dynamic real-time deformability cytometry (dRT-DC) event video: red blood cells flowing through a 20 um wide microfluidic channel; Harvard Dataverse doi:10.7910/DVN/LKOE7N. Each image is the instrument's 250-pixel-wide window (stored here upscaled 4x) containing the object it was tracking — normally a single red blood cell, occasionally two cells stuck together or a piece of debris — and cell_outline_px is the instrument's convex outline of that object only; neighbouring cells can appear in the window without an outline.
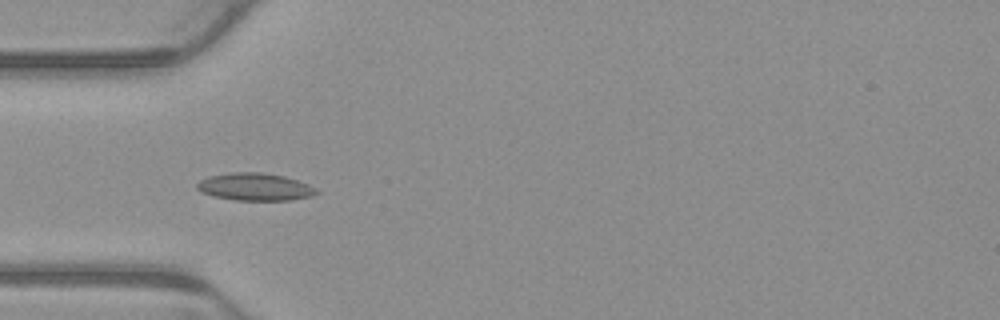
{"species": "common noctule bat (a hibernating species)", "species_latin": "Nyctalus noctula", "temperature_condition": "warm", "stored_images_in_passage": 6, "camera_frame_rate_fps": 3000, "um_per_image_px": 0.085, "animal": {"sex": "male", "body_mass_g": 23.1, "forearm_length_mm": 52.7}, "frame": {"image": 1, "passage_image": 5, "time_ms": 1.333, "image_size_px": [1000, 320], "cell_outline_px": [[320, 192], [312, 196], [292, 200], [232, 200], [212, 196], [200, 192], [196, 188], [196, 184], [200, 180], [208, 176], [232, 172], [260, 172], [284, 176], [308, 184], [316, 188]], "centroid_in_image_um": [21.65, 15.89], "position_along_channel_um": 63.4, "area_um2": 19.31}}
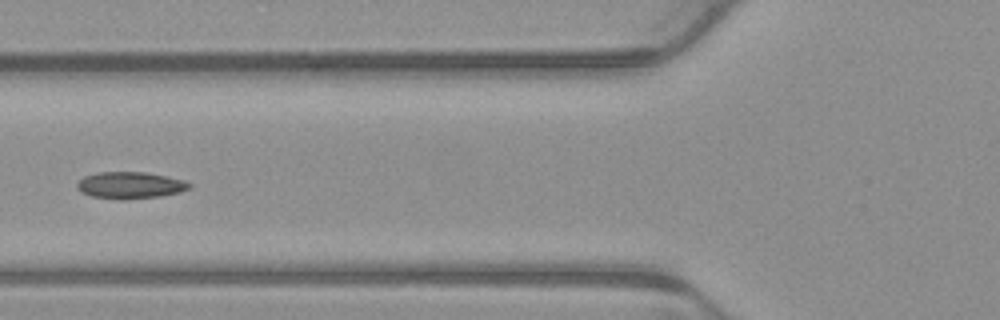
{"frame": {"image": 2, "passage_image": 6, "time_ms": 1.667, "image_size_px": [1000, 320], "cell_outline_px": [[192, 188], [180, 192], [160, 196], [124, 200], [120, 200], [92, 196], [80, 192], [76, 188], [76, 184], [84, 176], [96, 172], [148, 172], [184, 180], [192, 184]], "centroid_in_image_um": [11.07, 15.75], "position_along_channel_um": 114.7, "area_um2": 17.74}}